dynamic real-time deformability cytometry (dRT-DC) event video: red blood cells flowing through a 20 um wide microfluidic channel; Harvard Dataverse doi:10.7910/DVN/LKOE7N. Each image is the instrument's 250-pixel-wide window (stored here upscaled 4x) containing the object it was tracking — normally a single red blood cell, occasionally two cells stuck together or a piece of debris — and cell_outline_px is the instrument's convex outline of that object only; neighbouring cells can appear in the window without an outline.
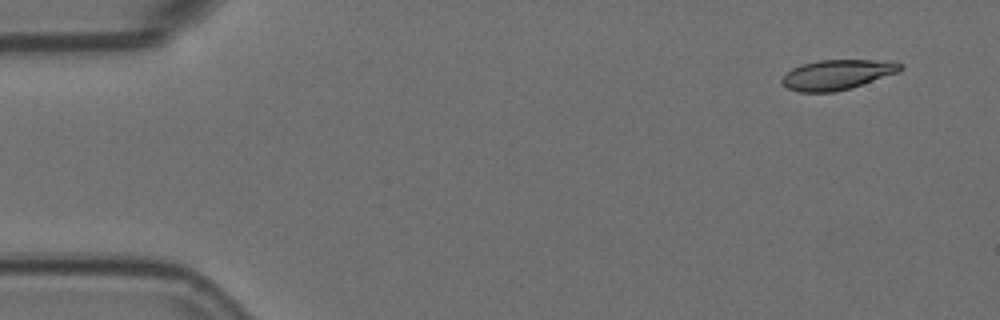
{"species": "Egyptian fruit bat (a non-hibernating species)", "species_latin": "Rousettus aegyptiacus", "temperature_condition": "room temperature", "stored_images_in_passage": 4, "camera_frame_rate_fps": 3000, "um_per_image_px": 0.085, "animal": {"sex": "female"}, "frame": {"image": 1, "passage_image": 1, "time_ms": 0.0, "image_size_px": [1000, 320], "cell_outline_px": [[904, 68], [896, 72], [852, 88], [836, 92], [800, 92], [788, 88], [780, 80], [792, 68], [800, 64], [820, 60], [896, 60], [904, 64]], "centroid_in_image_um": [71.2, 6.33], "position_along_channel_um": 13.8, "area_um2": 20.75}}